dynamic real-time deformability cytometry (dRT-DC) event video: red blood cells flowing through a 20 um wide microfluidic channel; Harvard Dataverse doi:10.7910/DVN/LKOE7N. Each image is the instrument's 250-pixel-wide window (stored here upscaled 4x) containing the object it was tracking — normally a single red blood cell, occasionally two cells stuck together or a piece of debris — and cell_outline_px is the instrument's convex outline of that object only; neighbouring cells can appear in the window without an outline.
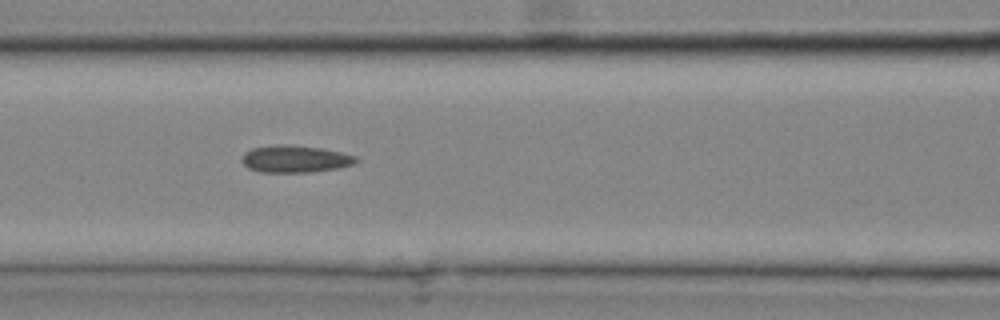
{"species": "common noctule bat (a hibernating species)", "species_latin": "Nyctalus noctula", "temperature_condition": "cold", "stored_images_in_passage": 18, "camera_frame_rate_fps": 3000, "um_per_image_px": 0.085, "animal": {"sex": "male", "body_mass_g": 20.4}, "frame": {"image": 1, "passage_image": 11, "time_ms": 3.333, "image_size_px": [1000, 320], "cell_outline_px": [[360, 160], [356, 164], [336, 168], [308, 172], [260, 172], [248, 168], [240, 160], [244, 152], [252, 148], [276, 144], [284, 144], [320, 148], [340, 152], [356, 156]], "centroid_in_image_um": [25.07, 13.51], "position_along_channel_um": 141.5, "area_um2": 18.09}}
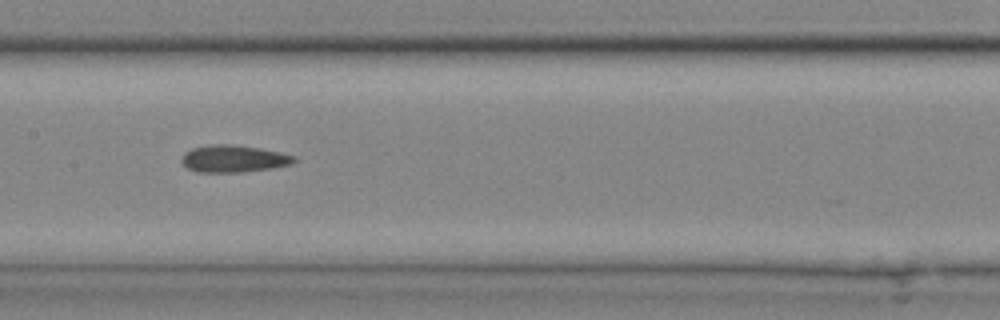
{"frame": {"image": 2, "passage_image": 13, "time_ms": 4.0, "image_size_px": [1000, 320], "cell_outline_px": [[300, 160], [292, 164], [272, 168], [244, 172], [196, 172], [188, 168], [180, 160], [180, 156], [184, 152], [192, 148], [212, 144], [232, 144], [260, 148], [280, 152], [296, 156]], "centroid_in_image_um": [19.88, 13.49], "position_along_channel_um": 187.5, "area_um2": 18.09}}
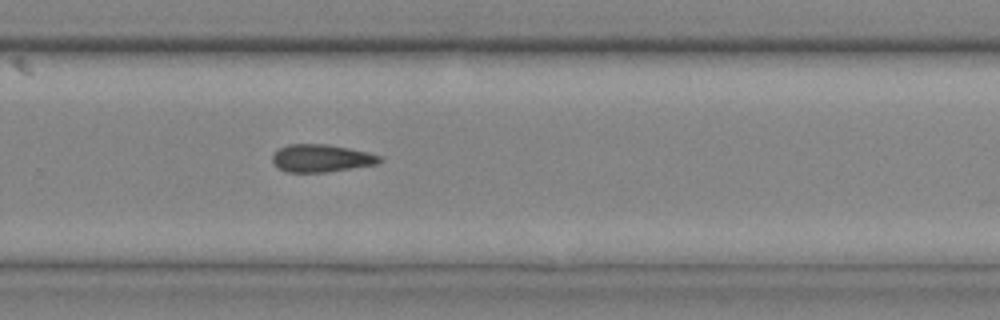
{"frame": {"image": 3, "passage_image": 18, "time_ms": 5.667, "image_size_px": [1000, 320], "cell_outline_px": [[384, 160], [376, 164], [324, 172], [284, 172], [272, 160], [272, 156], [280, 148], [288, 144], [328, 144], [368, 152], [384, 156]], "centroid_in_image_um": [27.35, 13.44], "position_along_channel_um": 302.4, "area_um2": 17.17}}